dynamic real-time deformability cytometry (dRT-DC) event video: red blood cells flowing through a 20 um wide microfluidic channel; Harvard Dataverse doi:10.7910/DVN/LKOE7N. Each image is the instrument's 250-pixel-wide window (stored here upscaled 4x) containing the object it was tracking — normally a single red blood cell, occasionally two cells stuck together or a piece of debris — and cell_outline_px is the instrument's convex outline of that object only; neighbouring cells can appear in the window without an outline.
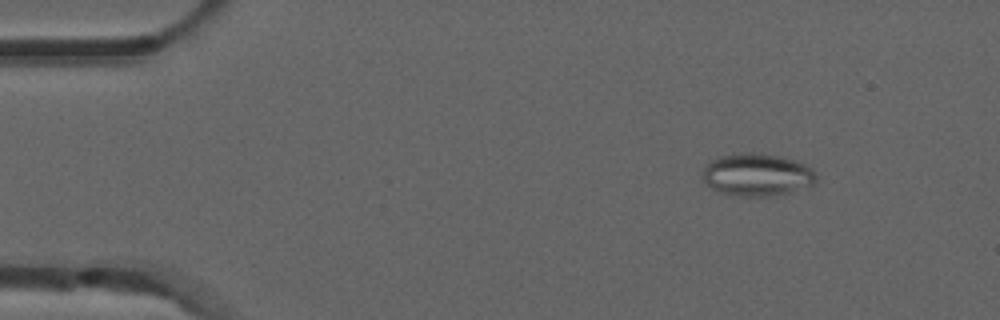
{"species": "common noctule bat (a hibernating species)", "species_latin": "Nyctalus noctula", "temperature_condition": "room temperature", "stored_images_in_passage": 6, "camera_frame_rate_fps": 3000, "um_per_image_px": 0.085, "animal": {"sex": "male", "forearm_length_mm": 52.5}, "frame": {"image": 1, "passage_image": 3, "time_ms": 0.667, "image_size_px": [1000, 320], "cell_outline_px": [[816, 184], [788, 192], [768, 196], [736, 196], [720, 192], [712, 188], [704, 180], [704, 168], [708, 160], [720, 156], [744, 152], [752, 152], [776, 156], [796, 160], [812, 168], [816, 176]], "centroid_in_image_um": [64.35, 14.84], "position_along_channel_um": 20.7, "area_um2": 28.03}}